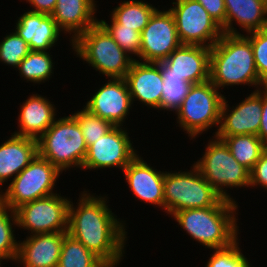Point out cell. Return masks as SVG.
Segmentation results:
<instances>
[{"mask_svg": "<svg viewBox=\"0 0 267 267\" xmlns=\"http://www.w3.org/2000/svg\"><path fill=\"white\" fill-rule=\"evenodd\" d=\"M30 51L28 43L14 31L0 42V62L17 68Z\"/></svg>", "mask_w": 267, "mask_h": 267, "instance_id": "obj_33", "label": "cell"}, {"mask_svg": "<svg viewBox=\"0 0 267 267\" xmlns=\"http://www.w3.org/2000/svg\"><path fill=\"white\" fill-rule=\"evenodd\" d=\"M78 121L87 147L108 133L114 125L93 114L85 107L81 111L72 114Z\"/></svg>", "mask_w": 267, "mask_h": 267, "instance_id": "obj_31", "label": "cell"}, {"mask_svg": "<svg viewBox=\"0 0 267 267\" xmlns=\"http://www.w3.org/2000/svg\"><path fill=\"white\" fill-rule=\"evenodd\" d=\"M222 139L239 164L252 170L262 152L267 148L257 135L216 136Z\"/></svg>", "mask_w": 267, "mask_h": 267, "instance_id": "obj_25", "label": "cell"}, {"mask_svg": "<svg viewBox=\"0 0 267 267\" xmlns=\"http://www.w3.org/2000/svg\"><path fill=\"white\" fill-rule=\"evenodd\" d=\"M57 0H26L30 3L34 9L29 10L31 12L43 13L47 15H52L55 10Z\"/></svg>", "mask_w": 267, "mask_h": 267, "instance_id": "obj_39", "label": "cell"}, {"mask_svg": "<svg viewBox=\"0 0 267 267\" xmlns=\"http://www.w3.org/2000/svg\"><path fill=\"white\" fill-rule=\"evenodd\" d=\"M192 170L167 172L164 176V210L174 215L180 210L216 206L223 197L193 164Z\"/></svg>", "mask_w": 267, "mask_h": 267, "instance_id": "obj_6", "label": "cell"}, {"mask_svg": "<svg viewBox=\"0 0 267 267\" xmlns=\"http://www.w3.org/2000/svg\"><path fill=\"white\" fill-rule=\"evenodd\" d=\"M125 80L132 103L137 100L147 107L160 109L164 83L158 63H146L134 59Z\"/></svg>", "mask_w": 267, "mask_h": 267, "instance_id": "obj_18", "label": "cell"}, {"mask_svg": "<svg viewBox=\"0 0 267 267\" xmlns=\"http://www.w3.org/2000/svg\"><path fill=\"white\" fill-rule=\"evenodd\" d=\"M160 110L177 111L193 84L176 76H163Z\"/></svg>", "mask_w": 267, "mask_h": 267, "instance_id": "obj_30", "label": "cell"}, {"mask_svg": "<svg viewBox=\"0 0 267 267\" xmlns=\"http://www.w3.org/2000/svg\"><path fill=\"white\" fill-rule=\"evenodd\" d=\"M157 8L142 0L123 1L111 12V18L123 27L142 32Z\"/></svg>", "mask_w": 267, "mask_h": 267, "instance_id": "obj_26", "label": "cell"}, {"mask_svg": "<svg viewBox=\"0 0 267 267\" xmlns=\"http://www.w3.org/2000/svg\"><path fill=\"white\" fill-rule=\"evenodd\" d=\"M50 51L31 50L17 67L20 77L33 82L41 83L49 80L53 74V60Z\"/></svg>", "mask_w": 267, "mask_h": 267, "instance_id": "obj_28", "label": "cell"}, {"mask_svg": "<svg viewBox=\"0 0 267 267\" xmlns=\"http://www.w3.org/2000/svg\"><path fill=\"white\" fill-rule=\"evenodd\" d=\"M172 4L169 10L174 15L181 44L211 48L222 37V27L198 1L176 0Z\"/></svg>", "mask_w": 267, "mask_h": 267, "instance_id": "obj_11", "label": "cell"}, {"mask_svg": "<svg viewBox=\"0 0 267 267\" xmlns=\"http://www.w3.org/2000/svg\"><path fill=\"white\" fill-rule=\"evenodd\" d=\"M70 201L55 193L22 204L15 209L17 227L30 235L67 232Z\"/></svg>", "mask_w": 267, "mask_h": 267, "instance_id": "obj_10", "label": "cell"}, {"mask_svg": "<svg viewBox=\"0 0 267 267\" xmlns=\"http://www.w3.org/2000/svg\"><path fill=\"white\" fill-rule=\"evenodd\" d=\"M58 267H108L80 241L68 233L64 236Z\"/></svg>", "mask_w": 267, "mask_h": 267, "instance_id": "obj_27", "label": "cell"}, {"mask_svg": "<svg viewBox=\"0 0 267 267\" xmlns=\"http://www.w3.org/2000/svg\"><path fill=\"white\" fill-rule=\"evenodd\" d=\"M70 43L77 57L107 78H125L134 61L99 22Z\"/></svg>", "mask_w": 267, "mask_h": 267, "instance_id": "obj_4", "label": "cell"}, {"mask_svg": "<svg viewBox=\"0 0 267 267\" xmlns=\"http://www.w3.org/2000/svg\"><path fill=\"white\" fill-rule=\"evenodd\" d=\"M158 64L162 76L181 77L191 84L203 83L210 79V48L181 44Z\"/></svg>", "mask_w": 267, "mask_h": 267, "instance_id": "obj_14", "label": "cell"}, {"mask_svg": "<svg viewBox=\"0 0 267 267\" xmlns=\"http://www.w3.org/2000/svg\"><path fill=\"white\" fill-rule=\"evenodd\" d=\"M205 267H250L248 259L242 254L239 240L230 246L221 249H213Z\"/></svg>", "mask_w": 267, "mask_h": 267, "instance_id": "obj_34", "label": "cell"}, {"mask_svg": "<svg viewBox=\"0 0 267 267\" xmlns=\"http://www.w3.org/2000/svg\"><path fill=\"white\" fill-rule=\"evenodd\" d=\"M132 104L125 78H110L96 90L85 108L114 126H123Z\"/></svg>", "mask_w": 267, "mask_h": 267, "instance_id": "obj_16", "label": "cell"}, {"mask_svg": "<svg viewBox=\"0 0 267 267\" xmlns=\"http://www.w3.org/2000/svg\"><path fill=\"white\" fill-rule=\"evenodd\" d=\"M238 204L223 198L216 206L186 209L173 217L188 235L205 248L221 249L238 240Z\"/></svg>", "mask_w": 267, "mask_h": 267, "instance_id": "obj_3", "label": "cell"}, {"mask_svg": "<svg viewBox=\"0 0 267 267\" xmlns=\"http://www.w3.org/2000/svg\"><path fill=\"white\" fill-rule=\"evenodd\" d=\"M18 18L15 31L30 50L50 51L54 47L61 30L51 15L27 11Z\"/></svg>", "mask_w": 267, "mask_h": 267, "instance_id": "obj_20", "label": "cell"}, {"mask_svg": "<svg viewBox=\"0 0 267 267\" xmlns=\"http://www.w3.org/2000/svg\"><path fill=\"white\" fill-rule=\"evenodd\" d=\"M225 96L210 81L193 84L177 109V123L188 137L195 139L220 123L221 107Z\"/></svg>", "mask_w": 267, "mask_h": 267, "instance_id": "obj_7", "label": "cell"}, {"mask_svg": "<svg viewBox=\"0 0 267 267\" xmlns=\"http://www.w3.org/2000/svg\"><path fill=\"white\" fill-rule=\"evenodd\" d=\"M258 185L267 189V148L250 171V187Z\"/></svg>", "mask_w": 267, "mask_h": 267, "instance_id": "obj_36", "label": "cell"}, {"mask_svg": "<svg viewBox=\"0 0 267 267\" xmlns=\"http://www.w3.org/2000/svg\"><path fill=\"white\" fill-rule=\"evenodd\" d=\"M263 1H264L265 8L267 10V0H263Z\"/></svg>", "mask_w": 267, "mask_h": 267, "instance_id": "obj_40", "label": "cell"}, {"mask_svg": "<svg viewBox=\"0 0 267 267\" xmlns=\"http://www.w3.org/2000/svg\"><path fill=\"white\" fill-rule=\"evenodd\" d=\"M227 102L225 97L221 107L219 128L214 136H258L262 117V89L255 90L235 107L230 108Z\"/></svg>", "mask_w": 267, "mask_h": 267, "instance_id": "obj_15", "label": "cell"}, {"mask_svg": "<svg viewBox=\"0 0 267 267\" xmlns=\"http://www.w3.org/2000/svg\"><path fill=\"white\" fill-rule=\"evenodd\" d=\"M180 45L174 15L169 9L160 11L157 8L141 32L139 60L146 63L165 61Z\"/></svg>", "mask_w": 267, "mask_h": 267, "instance_id": "obj_12", "label": "cell"}, {"mask_svg": "<svg viewBox=\"0 0 267 267\" xmlns=\"http://www.w3.org/2000/svg\"><path fill=\"white\" fill-rule=\"evenodd\" d=\"M95 0H57L52 17L63 33L72 34L71 41L98 22Z\"/></svg>", "mask_w": 267, "mask_h": 267, "instance_id": "obj_21", "label": "cell"}, {"mask_svg": "<svg viewBox=\"0 0 267 267\" xmlns=\"http://www.w3.org/2000/svg\"><path fill=\"white\" fill-rule=\"evenodd\" d=\"M62 172L38 154L5 190L0 192V202L15 210L22 204L43 198L54 193V186Z\"/></svg>", "mask_w": 267, "mask_h": 267, "instance_id": "obj_9", "label": "cell"}, {"mask_svg": "<svg viewBox=\"0 0 267 267\" xmlns=\"http://www.w3.org/2000/svg\"><path fill=\"white\" fill-rule=\"evenodd\" d=\"M129 133L122 126H114L108 133L88 147L82 169L124 168L138 155Z\"/></svg>", "mask_w": 267, "mask_h": 267, "instance_id": "obj_13", "label": "cell"}, {"mask_svg": "<svg viewBox=\"0 0 267 267\" xmlns=\"http://www.w3.org/2000/svg\"><path fill=\"white\" fill-rule=\"evenodd\" d=\"M98 22L107 30L119 47L127 54H134L139 58L141 48V33L123 25L117 24L112 18L110 24L105 20H98Z\"/></svg>", "mask_w": 267, "mask_h": 267, "instance_id": "obj_32", "label": "cell"}, {"mask_svg": "<svg viewBox=\"0 0 267 267\" xmlns=\"http://www.w3.org/2000/svg\"><path fill=\"white\" fill-rule=\"evenodd\" d=\"M251 42L259 79L267 86V28L245 35Z\"/></svg>", "mask_w": 267, "mask_h": 267, "instance_id": "obj_35", "label": "cell"}, {"mask_svg": "<svg viewBox=\"0 0 267 267\" xmlns=\"http://www.w3.org/2000/svg\"><path fill=\"white\" fill-rule=\"evenodd\" d=\"M49 99L32 94L20 105L18 115L19 130L13 134L37 140L54 123L56 107Z\"/></svg>", "mask_w": 267, "mask_h": 267, "instance_id": "obj_22", "label": "cell"}, {"mask_svg": "<svg viewBox=\"0 0 267 267\" xmlns=\"http://www.w3.org/2000/svg\"><path fill=\"white\" fill-rule=\"evenodd\" d=\"M15 226H17L15 210L0 202V263L3 260L13 262L16 260L19 241L15 240L13 229Z\"/></svg>", "mask_w": 267, "mask_h": 267, "instance_id": "obj_29", "label": "cell"}, {"mask_svg": "<svg viewBox=\"0 0 267 267\" xmlns=\"http://www.w3.org/2000/svg\"><path fill=\"white\" fill-rule=\"evenodd\" d=\"M213 138L194 165L223 198L235 201L225 188L249 187L250 171L238 163L222 139L216 136Z\"/></svg>", "mask_w": 267, "mask_h": 267, "instance_id": "obj_8", "label": "cell"}, {"mask_svg": "<svg viewBox=\"0 0 267 267\" xmlns=\"http://www.w3.org/2000/svg\"><path fill=\"white\" fill-rule=\"evenodd\" d=\"M38 155L61 172L82 169L88 147L77 119L71 114L55 119L50 128L37 139Z\"/></svg>", "mask_w": 267, "mask_h": 267, "instance_id": "obj_5", "label": "cell"}, {"mask_svg": "<svg viewBox=\"0 0 267 267\" xmlns=\"http://www.w3.org/2000/svg\"><path fill=\"white\" fill-rule=\"evenodd\" d=\"M218 89L249 85L266 86L256 70L250 40L243 34H226L210 48V79Z\"/></svg>", "mask_w": 267, "mask_h": 267, "instance_id": "obj_2", "label": "cell"}, {"mask_svg": "<svg viewBox=\"0 0 267 267\" xmlns=\"http://www.w3.org/2000/svg\"><path fill=\"white\" fill-rule=\"evenodd\" d=\"M139 154L124 168L122 172L135 198L162 207L164 210V176L142 159Z\"/></svg>", "mask_w": 267, "mask_h": 267, "instance_id": "obj_17", "label": "cell"}, {"mask_svg": "<svg viewBox=\"0 0 267 267\" xmlns=\"http://www.w3.org/2000/svg\"><path fill=\"white\" fill-rule=\"evenodd\" d=\"M258 137L267 146V86L262 87V117Z\"/></svg>", "mask_w": 267, "mask_h": 267, "instance_id": "obj_38", "label": "cell"}, {"mask_svg": "<svg viewBox=\"0 0 267 267\" xmlns=\"http://www.w3.org/2000/svg\"><path fill=\"white\" fill-rule=\"evenodd\" d=\"M37 154V140L12 134L0 145V185L15 178Z\"/></svg>", "mask_w": 267, "mask_h": 267, "instance_id": "obj_23", "label": "cell"}, {"mask_svg": "<svg viewBox=\"0 0 267 267\" xmlns=\"http://www.w3.org/2000/svg\"><path fill=\"white\" fill-rule=\"evenodd\" d=\"M208 12V14L222 27L225 33L226 8L224 0H196Z\"/></svg>", "mask_w": 267, "mask_h": 267, "instance_id": "obj_37", "label": "cell"}, {"mask_svg": "<svg viewBox=\"0 0 267 267\" xmlns=\"http://www.w3.org/2000/svg\"><path fill=\"white\" fill-rule=\"evenodd\" d=\"M67 232L27 236L19 241L15 262L23 267H58L64 236Z\"/></svg>", "mask_w": 267, "mask_h": 267, "instance_id": "obj_19", "label": "cell"}, {"mask_svg": "<svg viewBox=\"0 0 267 267\" xmlns=\"http://www.w3.org/2000/svg\"><path fill=\"white\" fill-rule=\"evenodd\" d=\"M226 8L225 33L241 34L233 21L246 33L267 28V10L263 0H224Z\"/></svg>", "mask_w": 267, "mask_h": 267, "instance_id": "obj_24", "label": "cell"}, {"mask_svg": "<svg viewBox=\"0 0 267 267\" xmlns=\"http://www.w3.org/2000/svg\"><path fill=\"white\" fill-rule=\"evenodd\" d=\"M80 194L76 207L70 201L67 233L108 267L119 265L127 241L125 220L120 221L112 213L106 202L107 196H93L85 190Z\"/></svg>", "mask_w": 267, "mask_h": 267, "instance_id": "obj_1", "label": "cell"}]
</instances>
